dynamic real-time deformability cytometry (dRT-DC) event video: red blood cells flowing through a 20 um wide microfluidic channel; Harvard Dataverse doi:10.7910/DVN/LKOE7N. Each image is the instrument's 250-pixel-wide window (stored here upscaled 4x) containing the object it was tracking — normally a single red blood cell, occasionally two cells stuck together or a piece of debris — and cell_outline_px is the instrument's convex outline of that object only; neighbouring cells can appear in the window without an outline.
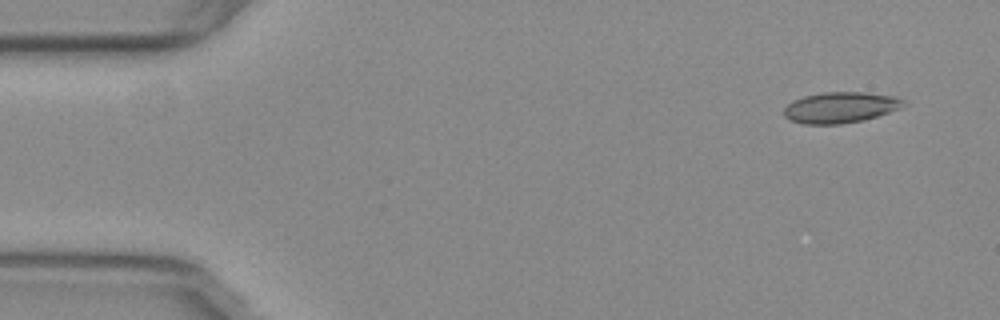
{"species": "common noctule bat (a hibernating species)", "species_latin": "Nyctalus noctula", "temperature_condition": "warm", "stored_images_in_passage": 51, "camera_frame_rate_fps": 3000, "um_per_image_px": 0.085, "animal": {"sex": "female", "body_mass_g": 29.2, "forearm_length_mm": 56.3}, "frame": {"image": 1, "passage_image": 1, "time_ms": 0.0, "image_size_px": [1000, 320], "cell_outline_px": [[908, 104], [900, 108], [864, 120], [840, 124], [804, 124], [792, 120], [784, 116], [784, 108], [792, 100], [804, 96], [820, 92], [864, 92], [896, 96], [904, 100]], "centroid_in_image_um": [71.45, 9.12], "position_along_channel_um": 13.6, "area_um2": 21.62}}
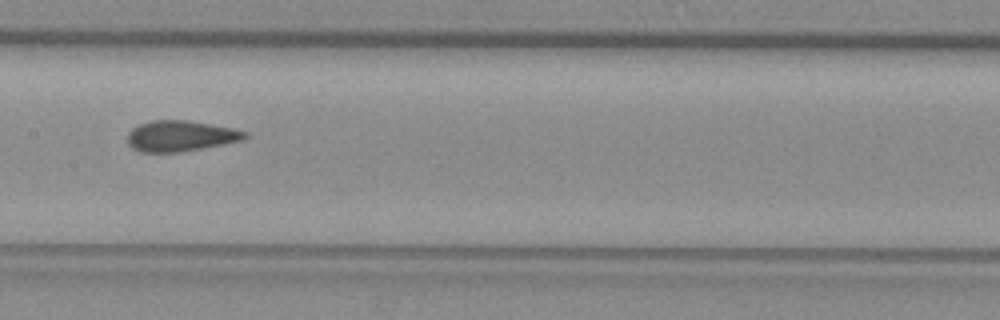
{"frame": {"image": 2, "passage_image": 24, "time_ms": 7.667, "image_size_px": [1000, 320], "cell_outline_px": [[248, 136], [244, 140], [204, 148], [180, 152], [140, 152], [132, 148], [128, 144], [128, 132], [132, 128], [140, 124], [152, 120], [188, 120], [212, 124], [232, 128], [248, 132]], "centroid_in_image_um": [15.36, 11.56], "position_along_channel_um": 192.0, "area_um2": 21.21}}
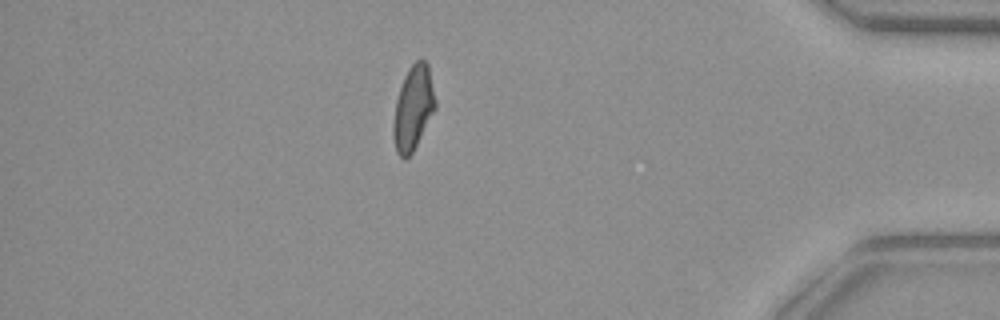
{"frame": {"image": 3, "passage_image": 44, "time_ms": 14.333, "image_size_px": [1000, 320], "cell_outline_px": [[436, 108], [412, 152], [404, 160], [396, 152], [392, 136], [392, 124], [396, 100], [404, 76], [408, 68], [416, 60], [424, 60], [428, 64], [436, 100]], "centroid_in_image_um": [35.1, 9.18], "position_along_channel_um": 400.1, "area_um2": 20.63}, "authors_computed_cell_mechanics": {"area_um2": 21.097, "velocity_mm_per_s": 3.7869, "shape_relaxation_time_tau1_ms": null, "shape_relaxation_time_tau2_ms": 1.3105, "deformation_change_tau1": null, "deformation_change_tau2": 0.0604}}